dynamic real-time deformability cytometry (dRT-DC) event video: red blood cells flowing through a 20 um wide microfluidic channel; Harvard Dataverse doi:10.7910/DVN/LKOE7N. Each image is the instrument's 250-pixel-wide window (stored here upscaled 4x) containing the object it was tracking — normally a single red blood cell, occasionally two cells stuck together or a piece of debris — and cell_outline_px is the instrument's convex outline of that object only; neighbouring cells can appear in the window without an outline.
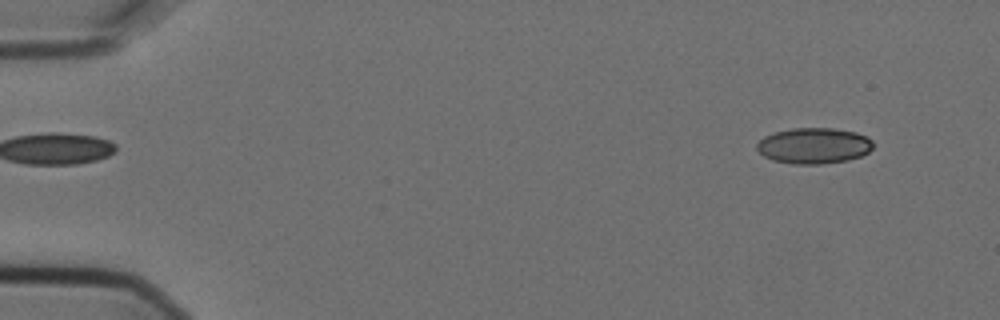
{"species": "Egyptian fruit bat (a non-hibernating species)", "species_latin": "Rousettus aegyptiacus", "temperature_condition": "cold", "stored_images_in_passage": 5, "camera_frame_rate_fps": 3000, "um_per_image_px": 0.085, "animal": {"sex": "female"}, "frame": {"image": 1, "passage_image": 1, "time_ms": 0.0, "image_size_px": [1000, 320], "cell_outline_px": [[872, 148], [868, 152], [860, 156], [844, 160], [820, 164], [796, 164], [772, 160], [764, 156], [756, 148], [756, 144], [764, 136], [776, 132], [792, 128], [832, 128], [856, 132], [868, 136], [872, 140]], "centroid_in_image_um": [69.17, 12.37], "position_along_channel_um": 15.8, "area_um2": 24.16}}
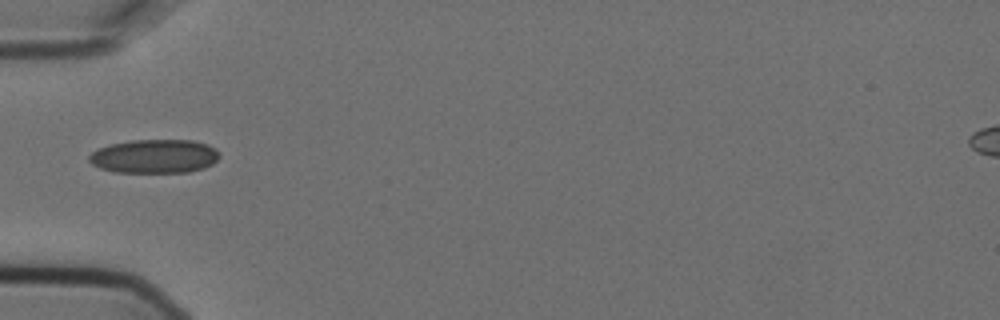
{"frame": {"image": 2, "passage_image": 5, "time_ms": 1.333, "image_size_px": [1000, 320], "cell_outline_px": [[220, 156], [212, 164], [204, 168], [188, 172], [116, 172], [100, 168], [92, 164], [88, 160], [88, 156], [92, 152], [100, 148], [112, 144], [132, 140], [192, 140], [208, 144], [216, 148], [220, 152]], "centroid_in_image_um": [13.16, 13.28], "position_along_channel_um": 71.8, "area_um2": 25.72}}